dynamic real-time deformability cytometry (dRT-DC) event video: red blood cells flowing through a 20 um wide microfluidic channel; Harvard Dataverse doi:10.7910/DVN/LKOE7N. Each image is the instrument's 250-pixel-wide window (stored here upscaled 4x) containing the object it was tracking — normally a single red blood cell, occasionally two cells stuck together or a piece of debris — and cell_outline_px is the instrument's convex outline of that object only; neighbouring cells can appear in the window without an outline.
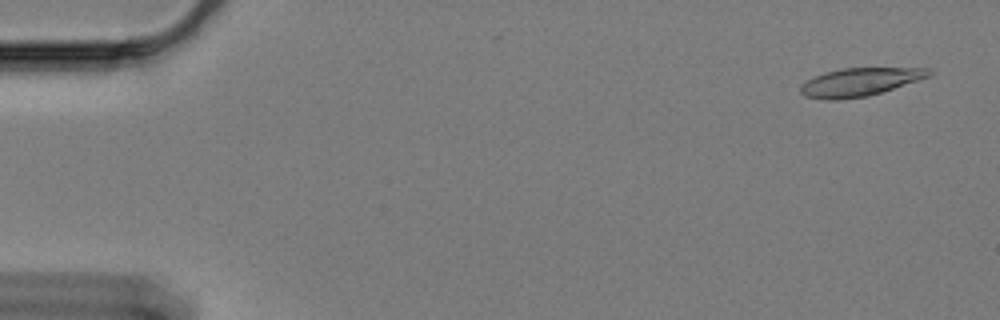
{"species": "Egyptian fruit bat (a non-hibernating species)", "species_latin": "Rousettus aegyptiacus", "temperature_condition": "cold", "stored_images_in_passage": 60, "camera_frame_rate_fps": 3000, "um_per_image_px": 0.085, "animal": {"sex": "female"}, "frame": {"image": 1, "passage_image": 3, "time_ms": 0.667, "image_size_px": [1000, 320], "cell_outline_px": [[932, 76], [868, 96], [836, 100], [824, 100], [804, 96], [800, 92], [800, 88], [808, 80], [816, 76], [828, 72], [844, 68], [928, 68], [932, 72]], "centroid_in_image_um": [73.11, 6.98], "position_along_channel_um": 11.9, "area_um2": 20.81}}
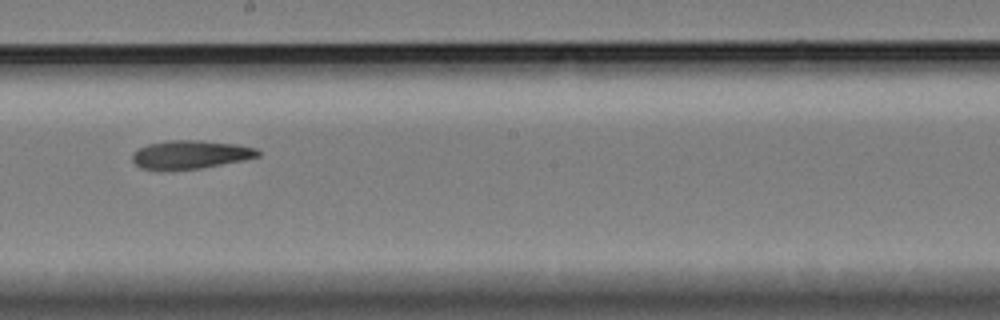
{"frame": {"image": 2, "passage_image": 34, "time_ms": 11.0, "image_size_px": [1000, 320], "cell_outline_px": [[260, 156], [244, 160], [200, 168], [172, 172], [140, 168], [132, 160], [132, 152], [136, 148], [148, 144], [168, 140], [200, 140], [236, 144], [256, 148], [260, 152]], "centroid_in_image_um": [16.13, 13.16], "position_along_channel_um": 232.1, "area_um2": 21.33}}
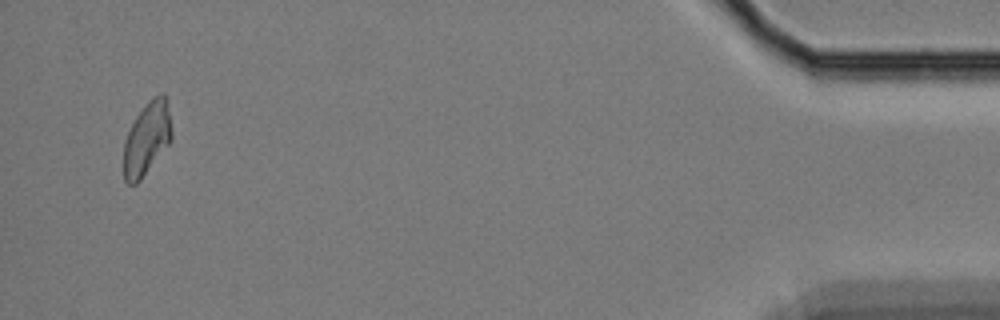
{"frame": {"image": 3, "passage_image": 58, "time_ms": 19.0, "image_size_px": [1000, 320], "cell_outline_px": [[172, 140], [140, 180], [136, 184], [128, 184], [124, 180], [124, 140], [136, 116], [148, 100], [152, 96], [160, 92], [164, 92], [168, 96], [172, 132]], "centroid_in_image_um": [12.52, 11.71], "position_along_channel_um": 422.7, "area_um2": 20.75}}